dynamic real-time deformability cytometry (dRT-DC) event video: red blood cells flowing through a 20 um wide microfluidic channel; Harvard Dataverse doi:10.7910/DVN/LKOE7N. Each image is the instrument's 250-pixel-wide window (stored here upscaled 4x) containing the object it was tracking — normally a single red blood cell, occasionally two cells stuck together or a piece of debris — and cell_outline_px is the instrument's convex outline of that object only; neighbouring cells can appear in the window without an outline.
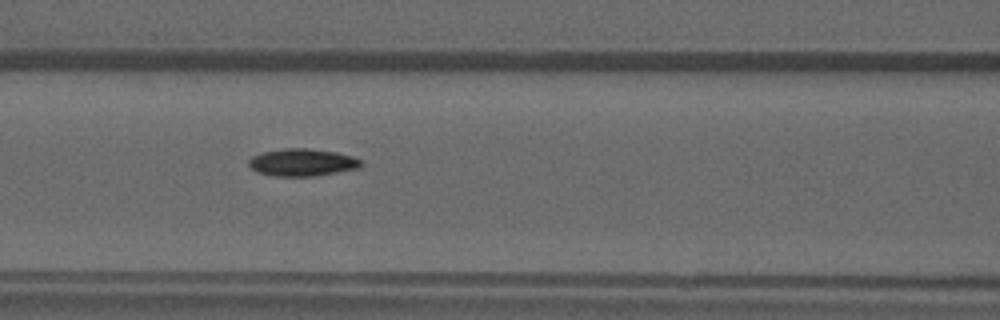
{"species": "common noctule bat (a hibernating species)", "species_latin": "Nyctalus noctula", "temperature_condition": "warm", "stored_images_in_passage": 5, "segment_of_instrument_passage": [1, 2], "camera_frame_rate_fps": 3000, "um_per_image_px": 0.085, "animal": {"sex": "male", "forearm_length_mm": 52.5}, "frame": {"image": 1, "passage_image": 4, "time_ms": 4.333, "image_size_px": [1000, 320], "cell_outline_px": [[364, 164], [360, 168], [312, 176], [272, 176], [256, 172], [248, 164], [248, 160], [252, 156], [264, 152], [284, 148], [308, 148], [336, 152], [352, 156], [360, 160]], "centroid_in_image_um": [25.68, 13.8], "position_along_channel_um": 140.9, "area_um2": 17.92}}